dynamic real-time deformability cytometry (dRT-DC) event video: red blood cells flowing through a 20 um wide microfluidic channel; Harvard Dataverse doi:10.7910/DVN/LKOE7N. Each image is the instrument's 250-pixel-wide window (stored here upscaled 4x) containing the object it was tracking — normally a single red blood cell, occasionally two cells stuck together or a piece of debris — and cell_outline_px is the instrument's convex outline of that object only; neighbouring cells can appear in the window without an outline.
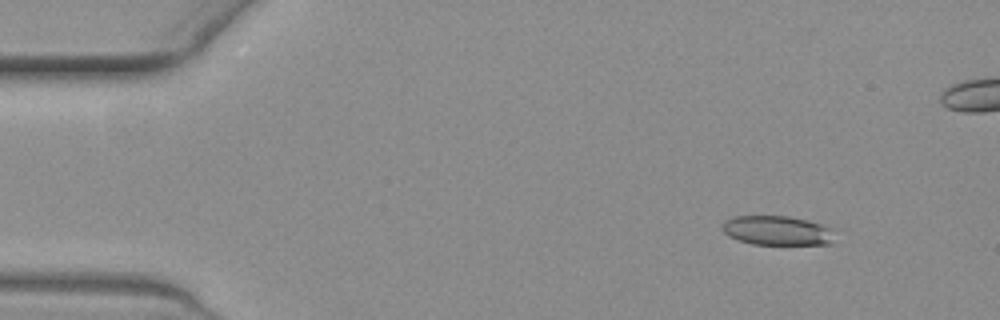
{"species": "common noctule bat (a hibernating species)", "species_latin": "Nyctalus noctula", "temperature_condition": "warm", "stored_images_in_passage": 52, "camera_frame_rate_fps": 3000, "um_per_image_px": 0.085, "animal": {"sex": "female", "body_mass_g": 19.3, "forearm_length_mm": 54.1}, "frame": {"image": 1, "passage_image": 1, "time_ms": 0.0, "image_size_px": [1000, 320], "cell_outline_px": [[832, 244], [752, 244], [736, 240], [728, 236], [724, 232], [724, 220], [732, 216], [788, 216], [808, 220], [820, 224], [828, 228]], "centroid_in_image_um": [65.96, 19.59], "position_along_channel_um": 19.0, "area_um2": 18.9}}
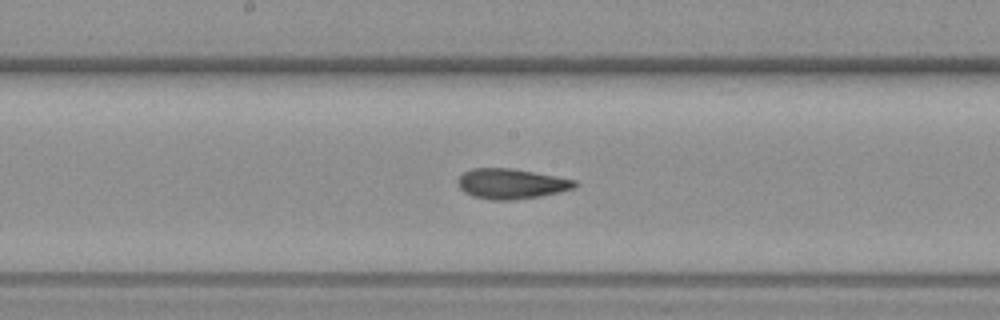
{"frame": {"image": 2, "passage_image": 24, "time_ms": 7.667, "image_size_px": [1000, 320], "cell_outline_px": [[580, 184], [572, 188], [540, 196], [512, 200], [492, 200], [472, 196], [464, 192], [456, 184], [456, 180], [464, 172], [472, 168], [512, 168], [556, 176], [576, 180]], "centroid_in_image_um": [43.41, 15.61], "position_along_channel_um": 204.8, "area_um2": 20.58}}
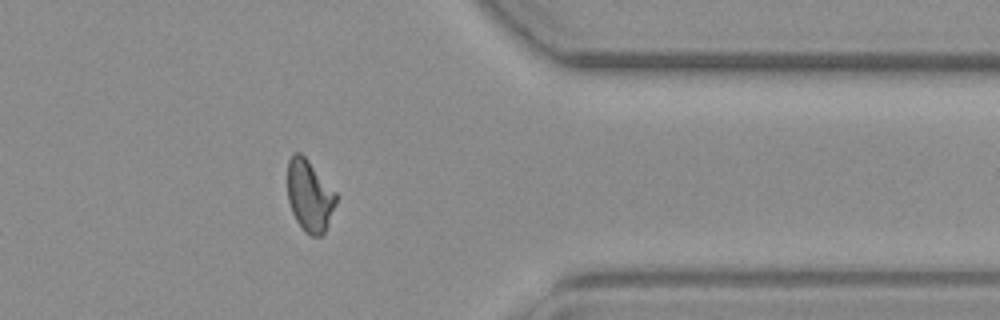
{"frame": {"image": 3, "passage_image": 40, "time_ms": 13.0, "image_size_px": [1000, 320], "cell_outline_px": [[336, 200], [324, 232], [320, 236], [312, 236], [304, 232], [296, 220], [292, 212], [288, 200], [288, 160], [296, 152], [300, 152], [308, 160], [336, 192]], "centroid_in_image_um": [26.29, 16.63], "position_along_channel_um": 385.1, "area_um2": 19.88}, "authors_computed_cell_mechanics": {"area_um2": 20.5479, "velocity_mm_per_s": 3.6695, "shape_relaxation_time_tau1_ms": 6.9555, "shape_relaxation_time_tau2_ms": 2.2104, "deformation_change_tau1": 0.1837, "deformation_change_tau2": 0.0855}}